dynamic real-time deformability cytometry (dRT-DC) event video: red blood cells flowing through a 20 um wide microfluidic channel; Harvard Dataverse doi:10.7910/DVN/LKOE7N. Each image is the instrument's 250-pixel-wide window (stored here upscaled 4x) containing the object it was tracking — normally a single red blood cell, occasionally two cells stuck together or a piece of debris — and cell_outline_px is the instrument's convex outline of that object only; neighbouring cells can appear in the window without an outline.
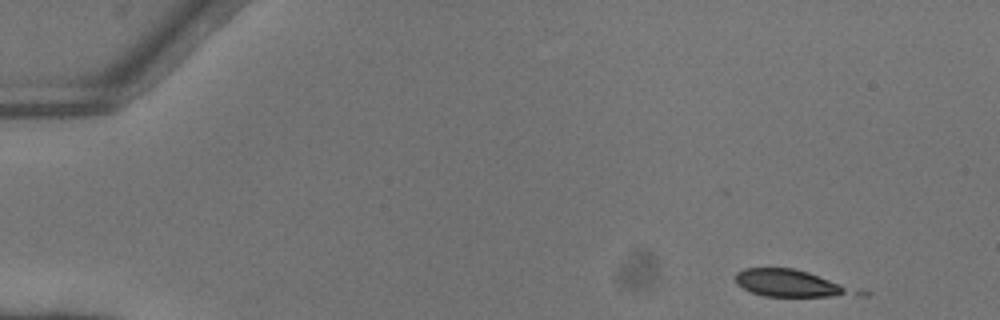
{"species": "common noctule bat (a hibernating species)", "species_latin": "Nyctalus noctula", "temperature_condition": "warm", "stored_images_in_passage": 4, "camera_frame_rate_fps": 3000, "um_per_image_px": 0.085, "animal": {"sex": "female"}, "frame": {"image": 1, "passage_image": 1, "time_ms": 0.0, "image_size_px": [1000, 320], "cell_outline_px": [[872, 292], [868, 296], [764, 296], [752, 292], [736, 284], [736, 272], [744, 268], [792, 268], [808, 272], [860, 288]], "centroid_in_image_um": [67.43, 24.1], "position_along_channel_um": 17.6, "area_um2": 19.59}}